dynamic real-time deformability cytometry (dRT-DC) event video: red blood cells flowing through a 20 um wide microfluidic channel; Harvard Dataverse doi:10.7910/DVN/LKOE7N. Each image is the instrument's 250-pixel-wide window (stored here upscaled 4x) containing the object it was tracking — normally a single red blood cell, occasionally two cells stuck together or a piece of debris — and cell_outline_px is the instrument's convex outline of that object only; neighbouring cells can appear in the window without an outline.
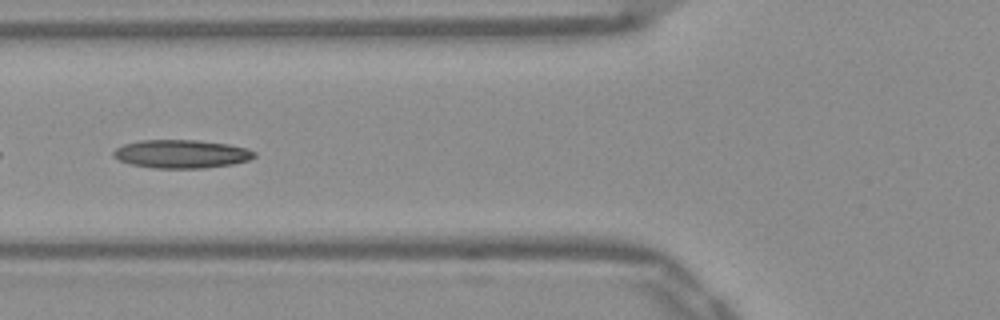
{"species": "Egyptian fruit bat (a non-hibernating species)", "species_latin": "Rousettus aegyptiacus", "temperature_condition": "warm", "stored_images_in_passage": 31, "camera_frame_rate_fps": 3000, "um_per_image_px": 0.085, "frame": {"image": 1, "passage_image": 12, "time_ms": 3.667, "image_size_px": [1000, 320], "cell_outline_px": [[256, 156], [248, 160], [232, 164], [204, 168], [152, 168], [132, 164], [120, 160], [112, 156], [112, 152], [116, 148], [124, 144], [140, 140], [200, 140], [228, 144], [248, 148], [256, 152]], "centroid_in_image_um": [15.43, 13.08], "position_along_channel_um": 110.4, "area_um2": 23.35}}
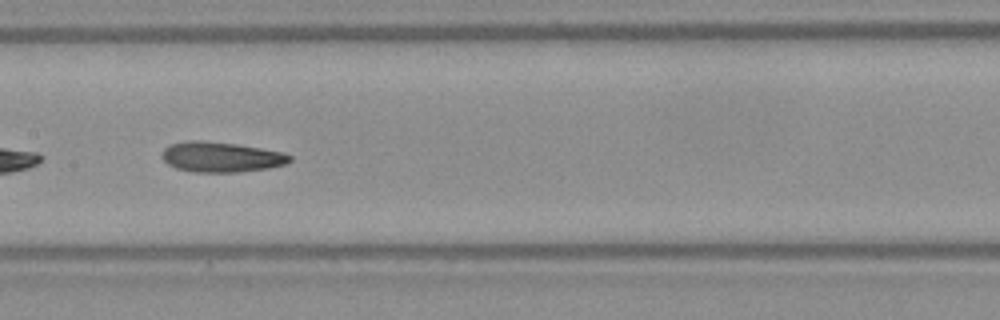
{"frame": {"image": 2, "passage_image": 18, "time_ms": 5.667, "image_size_px": [1000, 320], "cell_outline_px": [[292, 160], [284, 164], [268, 168], [240, 172], [196, 172], [176, 168], [168, 164], [160, 156], [164, 148], [168, 144], [188, 140], [200, 140], [236, 144], [284, 152], [292, 156]], "centroid_in_image_um": [18.77, 13.34], "position_along_channel_um": 188.6, "area_um2": 22.6}}
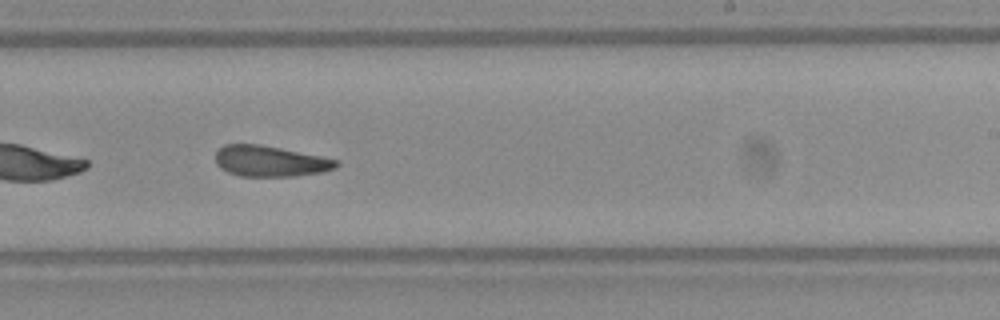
{"frame": {"image": 3, "passage_image": 24, "time_ms": 7.667, "image_size_px": [1000, 320], "cell_outline_px": [[340, 164], [336, 168], [324, 172], [296, 176], [240, 176], [228, 172], [220, 168], [216, 164], [216, 152], [224, 144], [260, 144], [340, 160]], "centroid_in_image_um": [22.99, 13.7], "position_along_channel_um": 266.0, "area_um2": 21.79}}